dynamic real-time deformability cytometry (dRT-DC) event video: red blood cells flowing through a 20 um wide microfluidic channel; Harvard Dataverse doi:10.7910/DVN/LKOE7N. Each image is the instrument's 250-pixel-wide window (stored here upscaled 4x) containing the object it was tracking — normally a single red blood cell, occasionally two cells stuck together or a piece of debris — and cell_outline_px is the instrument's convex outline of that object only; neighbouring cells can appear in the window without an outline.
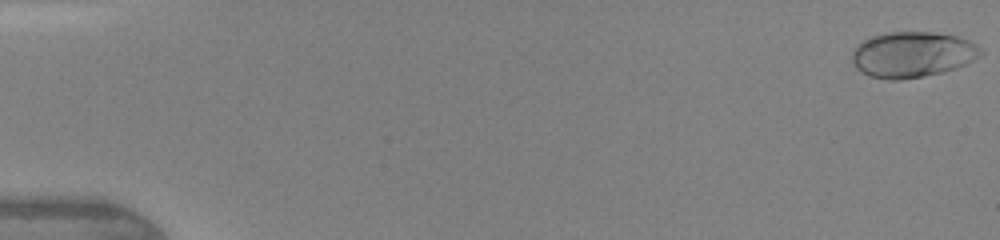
{"species": "human", "species_latin": "Homo sapiens", "temperature_condition": "warm", "stored_images_in_passage": 16, "camera_frame_rate_fps": 3000, "um_per_image_px": 0.085, "donor": {"sex": "female"}, "frame": {"image": 1, "passage_image": 1, "time_ms": 0.0, "image_size_px": [1000, 240], "cell_outline_px": [[984, 52], [980, 56], [956, 68], [924, 76], [900, 80], [888, 80], [868, 76], [860, 72], [852, 64], [852, 52], [856, 44], [872, 36], [888, 32], [932, 32], [956, 36], [968, 40], [976, 44]], "centroid_in_image_um": [77.51, 4.64], "position_along_channel_um": 7.5, "area_um2": 34.39}}
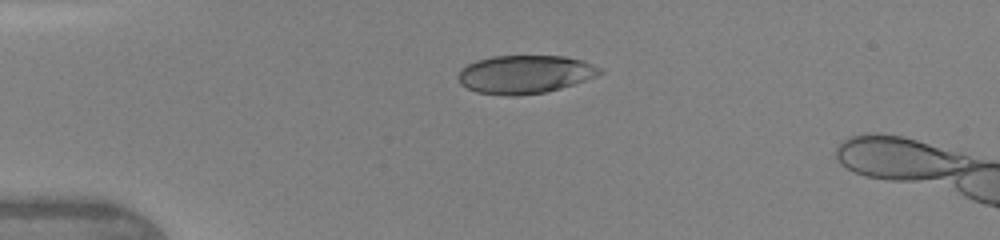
{"frame": {"image": 2, "passage_image": 12, "time_ms": 3.667, "image_size_px": [1000, 240], "cell_outline_px": [[604, 72], [596, 76], [560, 88], [544, 92], [516, 96], [504, 96], [476, 92], [460, 84], [460, 68], [476, 60], [492, 56], [564, 56], [580, 60], [592, 64], [600, 68]], "centroid_in_image_um": [44.59, 6.32], "position_along_channel_um": 40.4, "area_um2": 31.39}}